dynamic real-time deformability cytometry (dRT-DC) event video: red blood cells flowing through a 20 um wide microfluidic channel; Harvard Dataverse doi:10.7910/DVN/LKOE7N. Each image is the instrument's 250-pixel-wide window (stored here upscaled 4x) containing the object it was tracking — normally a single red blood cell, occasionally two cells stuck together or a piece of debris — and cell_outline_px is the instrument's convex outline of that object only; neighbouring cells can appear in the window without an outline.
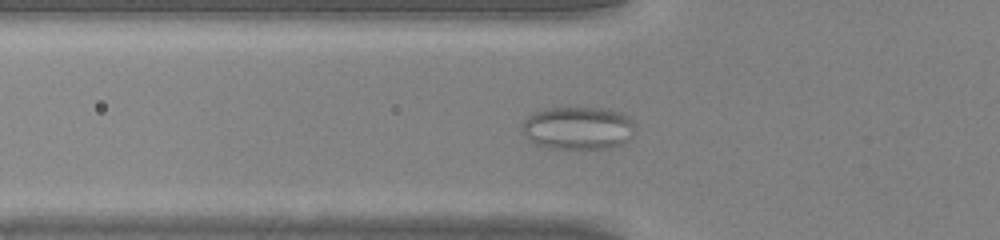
{"species": "common noctule bat (a hibernating species)", "species_latin": "Nyctalus noctula", "temperature_condition": "warm", "stored_images_in_passage": 32, "camera_frame_rate_fps": 3000, "um_per_image_px": 0.085, "animal": {"sex": "male", "body_mass_g": 20.0, "forearm_length_mm": 53.3}, "frame": {"image": 1, "passage_image": 2, "time_ms": 0.333, "image_size_px": [1000, 240], "cell_outline_px": [[636, 124], [632, 136], [628, 140], [612, 148], [584, 152], [548, 148], [536, 144], [520, 128], [524, 120], [532, 112], [544, 108], [604, 108], [620, 112], [628, 116]], "centroid_in_image_um": [49.16, 10.93], "position_along_channel_um": 76.6, "area_um2": 29.25}}
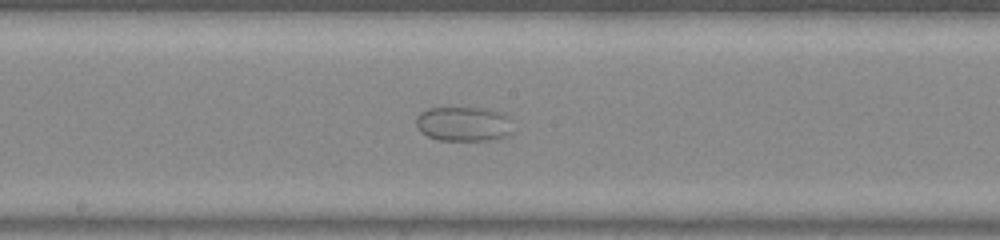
{"frame": {"image": 2, "passage_image": 11, "time_ms": 3.333, "image_size_px": [1000, 240], "cell_outline_px": [[512, 132], [504, 136], [492, 140], [440, 140], [428, 136], [420, 132], [416, 124], [416, 116], [420, 112], [428, 108], [484, 108], [500, 112], [508, 116]], "centroid_in_image_um": [39.37, 10.53], "position_along_channel_um": 208.8, "area_um2": 19.48}}
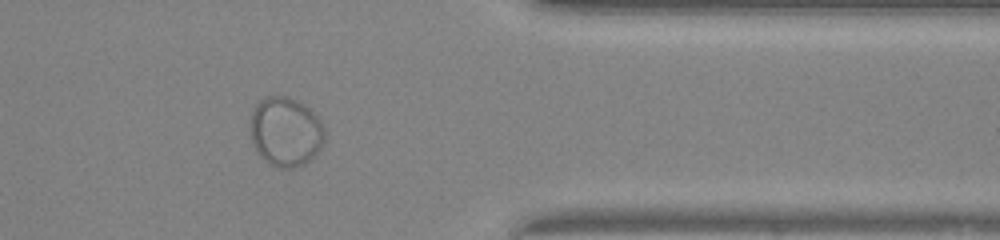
{"frame": {"image": 3, "passage_image": 24, "time_ms": 7.667, "image_size_px": [1000, 240], "cell_outline_px": [[324, 144], [312, 160], [304, 164], [292, 168], [280, 168], [268, 164], [260, 156], [252, 140], [252, 112], [256, 104], [260, 100], [268, 96], [288, 96], [304, 104], [320, 120], [324, 128]], "centroid_in_image_um": [24.31, 11.22], "position_along_channel_um": 387.1, "area_um2": 30.0}}